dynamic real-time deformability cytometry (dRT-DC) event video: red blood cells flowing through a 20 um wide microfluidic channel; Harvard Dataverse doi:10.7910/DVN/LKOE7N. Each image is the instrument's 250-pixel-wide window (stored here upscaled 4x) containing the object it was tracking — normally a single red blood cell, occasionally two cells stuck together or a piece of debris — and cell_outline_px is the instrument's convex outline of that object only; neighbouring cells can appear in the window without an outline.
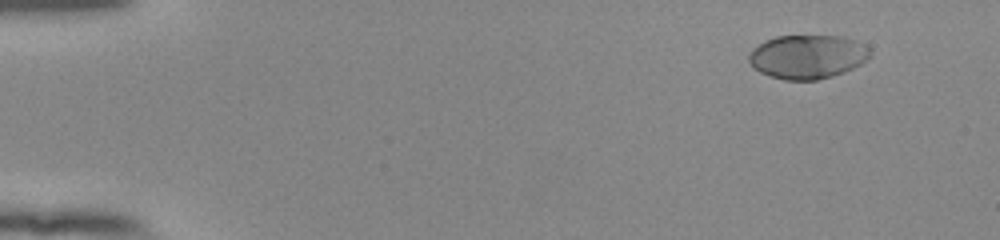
{"species": "human", "species_latin": "Homo sapiens", "temperature_condition": "room temperature", "stored_images_in_passage": 51, "camera_frame_rate_fps": 3000, "um_per_image_px": 0.085, "donor": {"sex": "female"}, "frame": {"image": 1, "passage_image": 2, "time_ms": 0.333, "image_size_px": [1000, 240], "cell_outline_px": [[872, 52], [860, 64], [844, 72], [832, 76], [816, 80], [784, 80], [760, 72], [752, 68], [748, 60], [748, 52], [752, 48], [764, 40], [776, 36], [840, 36], [856, 40], [872, 48]], "centroid_in_image_um": [68.6, 4.81], "position_along_channel_um": 16.4, "area_um2": 31.21}}
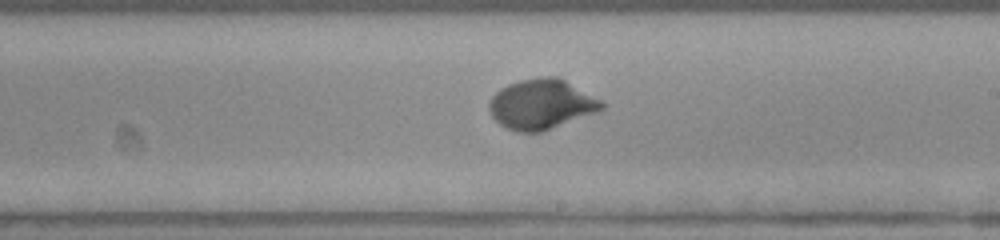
{"frame": {"image": 2, "passage_image": 30, "time_ms": 9.667, "image_size_px": [1000, 240], "cell_outline_px": [[604, 108], [596, 112], [544, 132], [516, 132], [500, 124], [492, 116], [488, 108], [488, 104], [492, 96], [500, 88], [508, 84], [520, 80], [544, 76], [560, 76], [600, 100], [604, 104]], "centroid_in_image_um": [46.01, 8.86], "position_along_channel_um": 243.0, "area_um2": 32.89}}
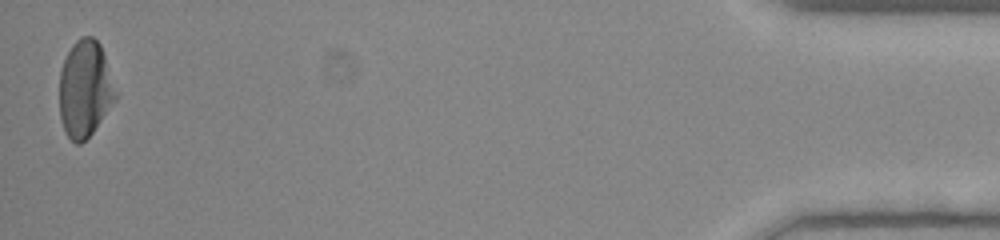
{"frame": {"image": 3, "passage_image": 51, "time_ms": 16.667, "image_size_px": [1000, 240], "cell_outline_px": [[116, 100], [92, 132], [80, 144], [76, 144], [68, 136], [64, 128], [60, 116], [60, 72], [64, 60], [72, 44], [76, 40], [84, 36], [92, 36], [100, 44], [116, 92]], "centroid_in_image_um": [7.21, 7.55], "position_along_channel_um": 428.0, "area_um2": 31.1}, "authors_computed_cell_mechanics": {"area_um2": 31.0964, "velocity_mm_per_s": 3.8388, "shape_relaxation_time_tau1_ms": 2.833, "shape_relaxation_time_tau2_ms": null, "deformation_change_tau1": 0.1931, "deformation_change_tau2": null}}